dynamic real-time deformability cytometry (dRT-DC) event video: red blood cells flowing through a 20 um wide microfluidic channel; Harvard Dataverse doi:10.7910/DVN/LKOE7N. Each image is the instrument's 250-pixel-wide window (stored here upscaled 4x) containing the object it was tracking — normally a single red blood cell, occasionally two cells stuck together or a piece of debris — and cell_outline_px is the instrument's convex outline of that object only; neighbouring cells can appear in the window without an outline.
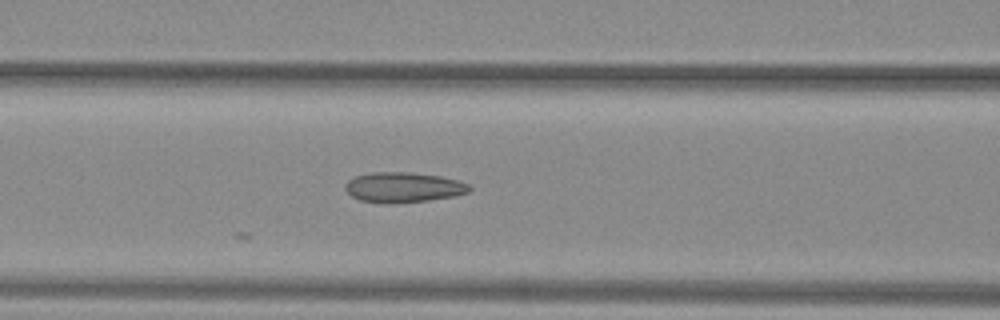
{"species": "common noctule bat (a hibernating species)", "species_latin": "Nyctalus noctula", "temperature_condition": "warm", "stored_images_in_passage": 6, "camera_frame_rate_fps": 3000, "um_per_image_px": 0.085, "animal": {"sex": "female", "body_mass_g": 29.2, "forearm_length_mm": 56.3}, "frame": {"image": 1, "passage_image": 6, "time_ms": 1.667, "image_size_px": [1000, 320], "cell_outline_px": [[472, 188], [468, 192], [456, 196], [428, 200], [396, 204], [388, 204], [360, 200], [352, 196], [344, 188], [344, 184], [348, 180], [356, 176], [372, 172], [408, 172], [440, 176], [456, 180], [468, 184]], "centroid_in_image_um": [34.27, 15.93], "position_along_channel_um": 132.3, "area_um2": 21.91}}